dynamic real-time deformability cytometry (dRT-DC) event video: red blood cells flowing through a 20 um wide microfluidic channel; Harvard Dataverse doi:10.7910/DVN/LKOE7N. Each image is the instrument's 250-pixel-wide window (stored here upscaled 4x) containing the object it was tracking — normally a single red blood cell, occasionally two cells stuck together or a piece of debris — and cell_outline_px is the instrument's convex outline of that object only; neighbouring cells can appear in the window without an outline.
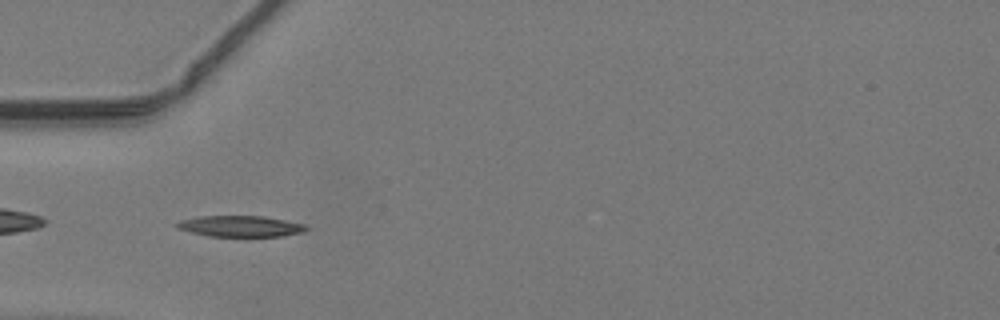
{"species": "common noctule bat (a hibernating species)", "species_latin": "Nyctalus noctula", "temperature_condition": "warm", "stored_images_in_passage": 7, "camera_frame_rate_fps": 3000, "um_per_image_px": 0.085, "animal": {"sex": "male", "body_mass_g": 19.2, "forearm_length_mm": 51.8}, "frame": {"image": 1, "passage_image": 2, "time_ms": 0.333, "image_size_px": [1000, 320], "cell_outline_px": [[308, 228], [304, 232], [280, 236], [208, 236], [176, 228], [176, 224], [180, 220], [200, 216], [264, 216], [304, 224]], "centroid_in_image_um": [20.43, 19.22], "position_along_channel_um": 64.6, "area_um2": 15.72}}
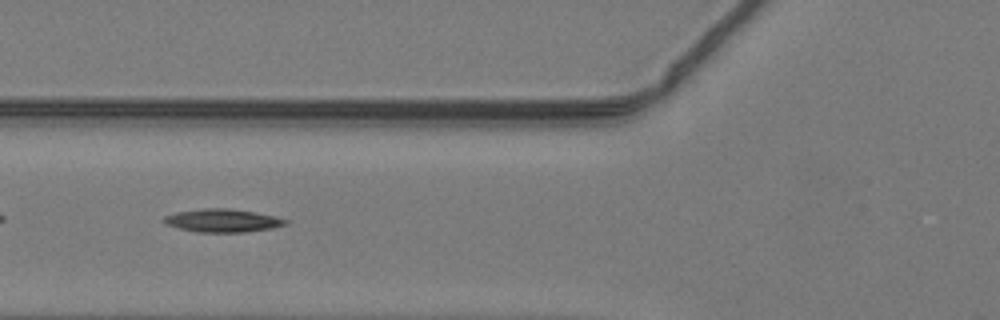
{"frame": {"image": 2, "passage_image": 5, "time_ms": 1.333, "image_size_px": [1000, 320], "cell_outline_px": [[288, 220], [284, 224], [272, 228], [244, 232], [196, 232], [180, 228], [168, 224], [164, 220], [164, 216], [176, 212], [204, 208], [228, 208], [276, 216]], "centroid_in_image_um": [18.92, 18.74], "position_along_channel_um": 106.9, "area_um2": 16.07}}